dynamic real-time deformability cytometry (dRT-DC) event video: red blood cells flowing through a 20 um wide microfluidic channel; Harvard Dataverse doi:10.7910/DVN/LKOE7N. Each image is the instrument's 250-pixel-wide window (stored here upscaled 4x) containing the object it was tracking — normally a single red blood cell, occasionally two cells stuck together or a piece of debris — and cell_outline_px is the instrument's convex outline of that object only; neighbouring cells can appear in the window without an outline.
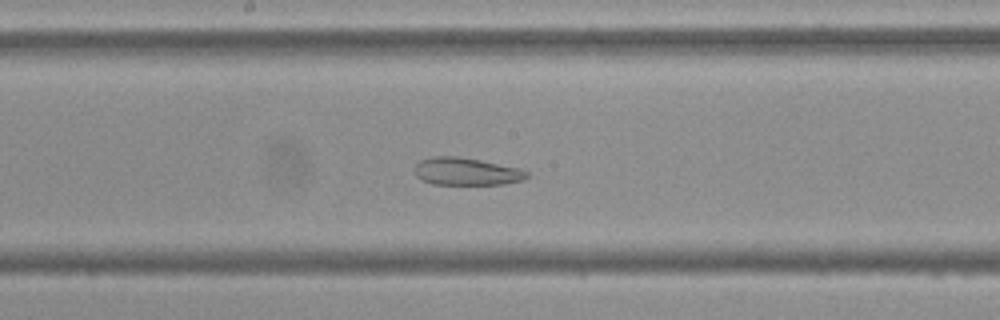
{"species": "Egyptian fruit bat (a non-hibernating species)", "species_latin": "Rousettus aegyptiacus", "temperature_condition": "cold", "stored_images_in_passage": 56, "camera_frame_rate_fps": 3000, "um_per_image_px": 0.085, "frame": {"image": 1, "passage_image": 30, "time_ms": 9.667, "image_size_px": [1000, 320], "cell_outline_px": [[528, 176], [524, 180], [504, 184], [432, 184], [420, 180], [416, 176], [416, 164], [420, 160], [432, 156], [456, 156], [480, 160], [520, 168], [528, 172]], "centroid_in_image_um": [39.64, 14.58], "position_along_channel_um": 208.6, "area_um2": 18.03}}
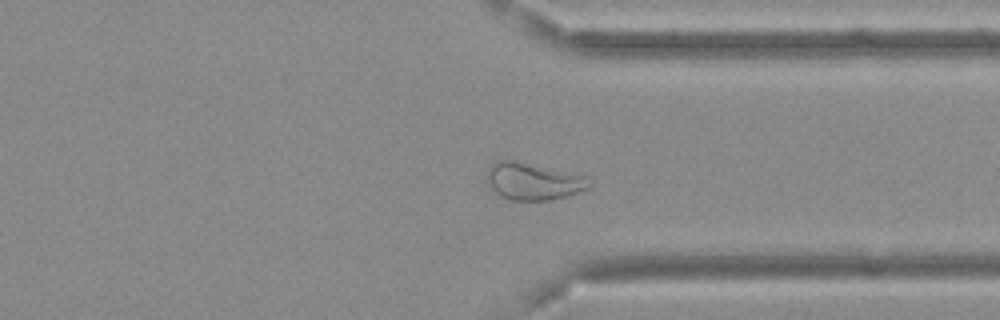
{"frame": {"image": 2, "passage_image": 43, "time_ms": 14.0, "image_size_px": [1000, 320], "cell_outline_px": [[592, 184], [588, 188], [552, 200], [508, 200], [500, 196], [484, 180], [488, 168], [496, 160], [512, 160], [572, 172], [588, 176], [592, 180]], "centroid_in_image_um": [45.31, 15.4], "position_along_channel_um": 366.1, "area_um2": 22.37}}
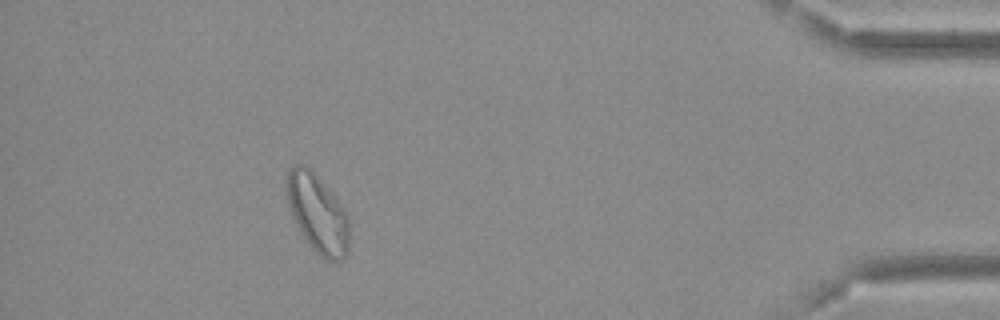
{"frame": {"image": 3, "passage_image": 51, "time_ms": 16.667, "image_size_px": [1000, 320], "cell_outline_px": [[348, 252], [340, 260], [332, 264], [320, 256], [312, 248], [296, 224], [288, 208], [284, 180], [288, 168], [292, 164], [304, 164], [312, 168], [340, 204], [348, 216]], "centroid_in_image_um": [26.94, 18.09], "position_along_channel_um": 408.3, "area_um2": 29.02}, "authors_computed_cell_mechanics": {"area_um2": 27.2816, "velocity_mm_per_s": 3.6388, "shape_relaxation_time_tau1_ms": null, "shape_relaxation_time_tau2_ms": 2.1838, "deformation_change_tau1": null, "deformation_change_tau2": 0.0938}}